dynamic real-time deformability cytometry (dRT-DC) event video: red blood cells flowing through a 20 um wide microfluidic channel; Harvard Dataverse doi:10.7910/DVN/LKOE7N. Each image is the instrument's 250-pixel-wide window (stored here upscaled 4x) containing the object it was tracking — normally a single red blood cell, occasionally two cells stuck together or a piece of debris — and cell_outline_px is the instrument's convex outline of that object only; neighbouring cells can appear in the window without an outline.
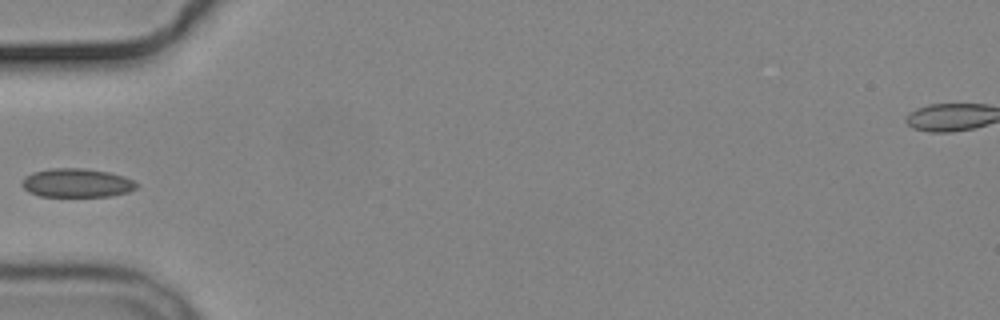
{"species": "common noctule bat (a hibernating species)", "species_latin": "Nyctalus noctula", "temperature_condition": "cold", "stored_images_in_passage": 7, "camera_frame_rate_fps": 3000, "um_per_image_px": 0.085, "animal": {"sex": "male", "body_mass_g": 19.2, "forearm_length_mm": 51.8}, "frame": {"image": 1, "passage_image": 3, "time_ms": 4.0, "image_size_px": [1000, 320], "cell_outline_px": [[140, 184], [136, 188], [128, 192], [112, 196], [40, 196], [28, 192], [20, 184], [32, 172], [52, 168], [84, 168], [108, 172], [124, 176]], "centroid_in_image_um": [6.55, 15.55], "position_along_channel_um": 78.4, "area_um2": 19.19}}
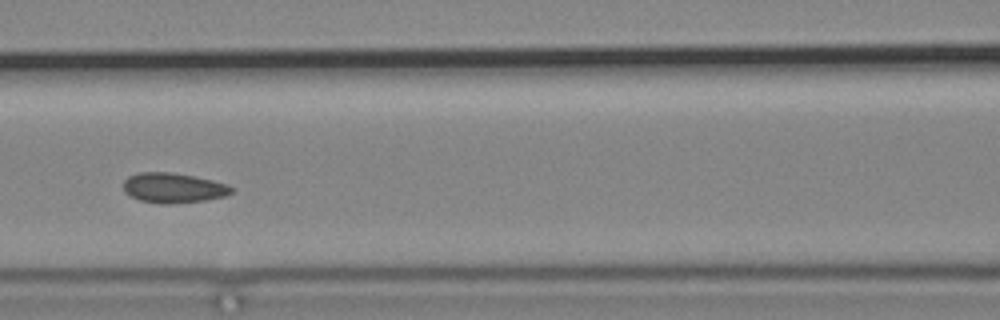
{"frame": {"image": 2, "passage_image": 5, "time_ms": 6.0, "image_size_px": [1000, 320], "cell_outline_px": [[236, 188], [232, 192], [224, 196], [204, 200], [168, 204], [160, 204], [140, 200], [128, 196], [124, 192], [124, 180], [128, 176], [140, 172], [172, 172], [212, 180], [228, 184]], "centroid_in_image_um": [14.72, 15.97], "position_along_channel_um": 151.9, "area_um2": 18.96}}
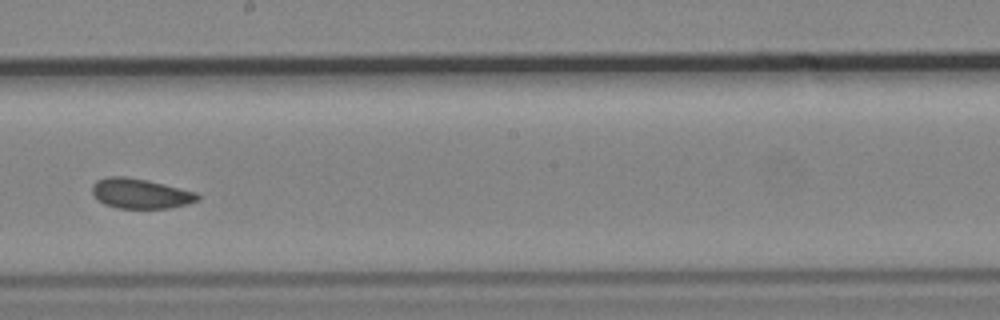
{"frame": {"image": 3, "passage_image": 7, "time_ms": 8.333, "image_size_px": [1000, 320], "cell_outline_px": [[200, 200], [188, 204], [168, 208], [116, 208], [104, 204], [92, 192], [92, 184], [96, 180], [108, 176], [128, 176], [148, 180], [196, 192], [200, 196]], "centroid_in_image_um": [11.94, 16.44], "position_along_channel_um": 236.3, "area_um2": 18.5}}